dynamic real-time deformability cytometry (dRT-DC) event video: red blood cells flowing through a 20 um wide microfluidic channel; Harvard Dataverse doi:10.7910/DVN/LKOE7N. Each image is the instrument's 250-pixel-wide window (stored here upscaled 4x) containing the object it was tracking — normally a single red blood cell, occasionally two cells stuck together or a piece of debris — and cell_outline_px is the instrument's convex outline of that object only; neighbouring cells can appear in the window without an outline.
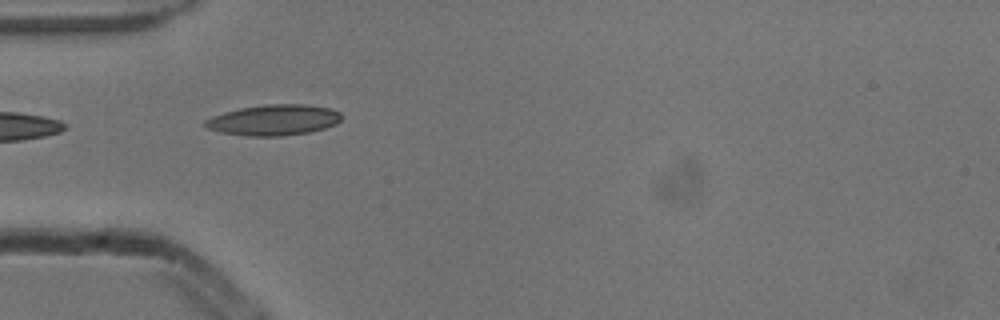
{"species": "common noctule bat (a hibernating species)", "species_latin": "Nyctalus noctula", "temperature_condition": "cold", "stored_images_in_passage": 4, "camera_frame_rate_fps": 3000, "um_per_image_px": 0.085, "animal": {"sex": "male", "body_mass_g": 13.3}, "frame": {"image": 1, "passage_image": 3, "time_ms": 0.667, "image_size_px": [1000, 320], "cell_outline_px": [[340, 120], [336, 124], [324, 128], [308, 132], [280, 136], [248, 136], [220, 132], [208, 128], [204, 124], [204, 120], [212, 116], [224, 112], [240, 108], [268, 104], [304, 104], [328, 108], [340, 112]], "centroid_in_image_um": [23.24, 10.2], "position_along_channel_um": 61.8, "area_um2": 24.22}}
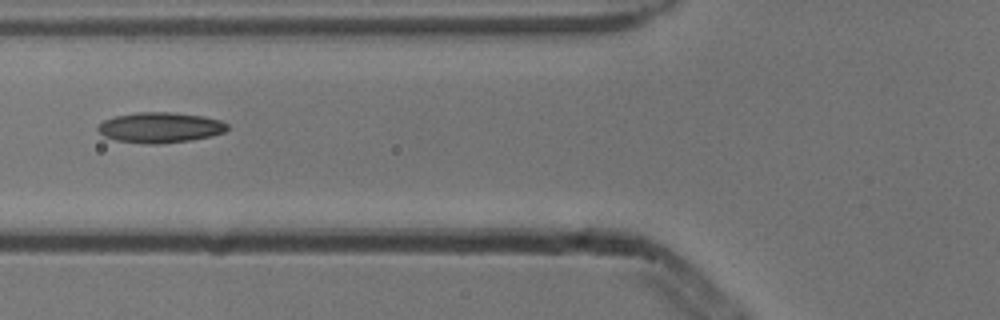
{"frame": {"image": 2, "passage_image": 4, "time_ms": 1.0, "image_size_px": [1000, 320], "cell_outline_px": [[228, 128], [224, 132], [212, 136], [188, 140], [156, 144], [152, 144], [116, 140], [104, 136], [96, 128], [104, 120], [116, 116], [136, 112], [172, 112], [204, 116], [220, 120], [228, 124]], "centroid_in_image_um": [13.63, 10.83], "position_along_channel_um": 112.2, "area_um2": 22.77}}